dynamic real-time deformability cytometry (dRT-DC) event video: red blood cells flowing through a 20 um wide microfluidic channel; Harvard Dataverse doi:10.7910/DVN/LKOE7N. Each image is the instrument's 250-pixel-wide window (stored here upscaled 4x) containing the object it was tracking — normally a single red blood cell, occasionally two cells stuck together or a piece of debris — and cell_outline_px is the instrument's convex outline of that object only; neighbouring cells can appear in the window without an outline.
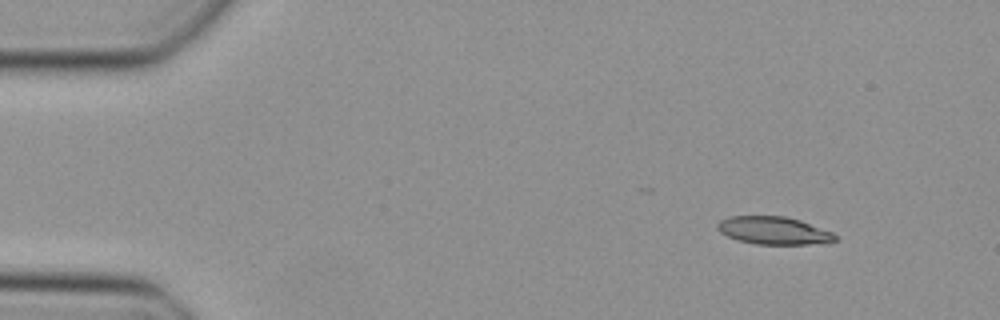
{"species": "Egyptian fruit bat (a non-hibernating species)", "species_latin": "Rousettus aegyptiacus", "temperature_condition": "cold", "stored_images_in_passage": 44, "camera_frame_rate_fps": 3000, "um_per_image_px": 0.085, "animal": {"sex": "female"}, "frame": {"image": 1, "passage_image": 1, "time_ms": 0.0, "image_size_px": [1000, 320], "cell_outline_px": [[836, 240], [828, 244], [756, 244], [736, 240], [720, 232], [716, 228], [716, 224], [720, 220], [728, 216], [784, 216], [800, 220], [832, 232], [836, 236]], "centroid_in_image_um": [65.76, 19.6], "position_along_channel_um": 19.2, "area_um2": 19.19}}
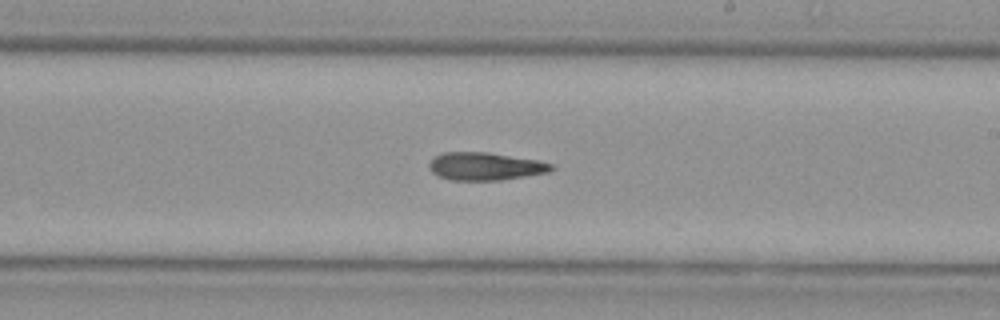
{"frame": {"image": 2, "passage_image": 24, "time_ms": 7.667, "image_size_px": [1000, 320], "cell_outline_px": [[556, 168], [548, 172], [500, 180], [448, 180], [432, 172], [428, 168], [428, 164], [432, 156], [444, 152], [488, 152], [540, 160], [552, 164]], "centroid_in_image_um": [41.22, 14.12], "position_along_channel_um": 247.8, "area_um2": 20.0}}
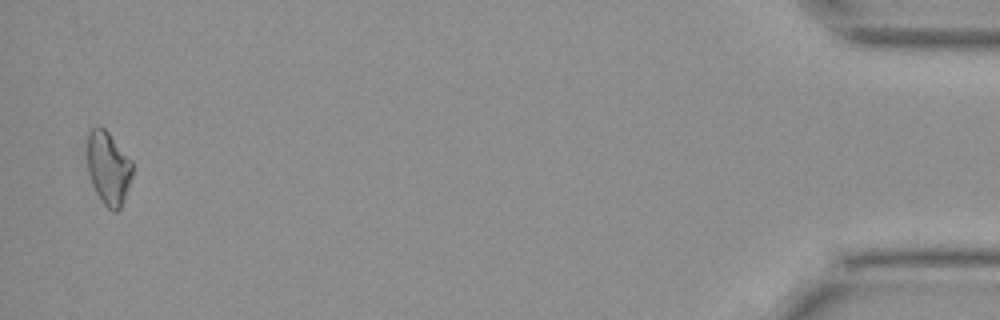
{"frame": {"image": 3, "passage_image": 43, "time_ms": 14.0, "image_size_px": [1000, 320], "cell_outline_px": [[132, 176], [120, 208], [116, 212], [112, 212], [104, 204], [96, 192], [92, 184], [88, 172], [88, 132], [92, 128], [104, 128], [108, 132], [132, 160]], "centroid_in_image_um": [9.21, 14.3], "position_along_channel_um": 426.0, "area_um2": 18.96}}